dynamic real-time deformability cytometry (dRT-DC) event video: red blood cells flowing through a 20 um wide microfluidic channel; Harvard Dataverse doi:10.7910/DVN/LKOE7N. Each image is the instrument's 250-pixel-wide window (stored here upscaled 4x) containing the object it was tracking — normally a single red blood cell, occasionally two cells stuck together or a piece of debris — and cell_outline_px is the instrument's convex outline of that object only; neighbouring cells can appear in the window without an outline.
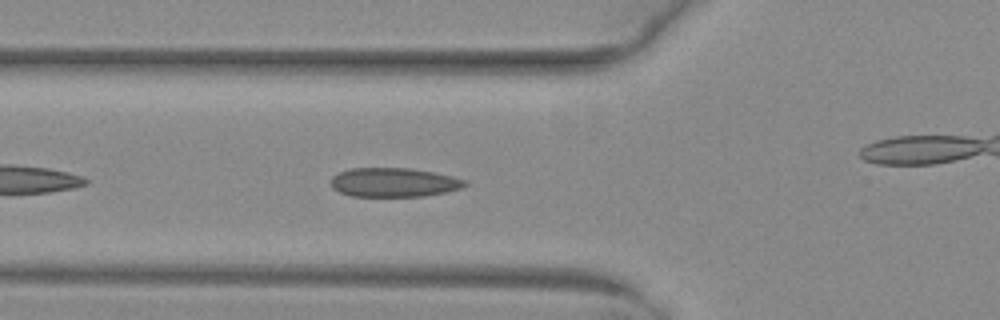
{"species": "common noctule bat (a hibernating species)", "species_latin": "Nyctalus noctula", "temperature_condition": "warm", "stored_images_in_passage": 38, "camera_frame_rate_fps": 3000, "um_per_image_px": 0.085, "animal": {"sex": "female", "body_mass_g": 29.2, "forearm_length_mm": 56.3}, "frame": {"image": 1, "passage_image": 5, "time_ms": 1.333, "image_size_px": [1000, 320], "cell_outline_px": [[468, 184], [460, 188], [444, 192], [424, 196], [352, 196], [340, 192], [332, 188], [332, 176], [340, 172], [352, 168], [412, 168], [452, 176], [468, 180]], "centroid_in_image_um": [33.49, 15.5], "position_along_channel_um": 92.3, "area_um2": 22.6}}
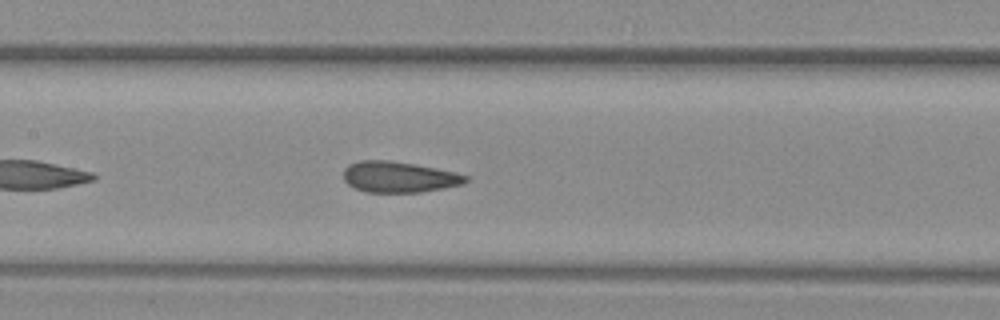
{"frame": {"image": 2, "passage_image": 11, "time_ms": 3.333, "image_size_px": [1000, 320], "cell_outline_px": [[472, 176], [464, 184], [444, 188], [420, 192], [364, 192], [348, 184], [344, 180], [344, 168], [348, 164], [360, 160], [388, 160], [436, 168], [456, 172]], "centroid_in_image_um": [33.94, 15.04], "position_along_channel_um": 173.5, "area_um2": 22.14}}
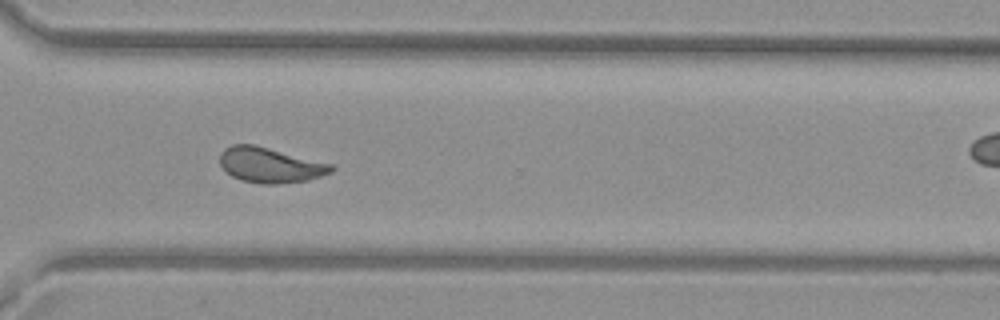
{"frame": {"image": 3, "passage_image": 24, "time_ms": 7.667, "image_size_px": [1000, 320], "cell_outline_px": [[336, 168], [332, 172], [308, 180], [276, 184], [260, 184], [240, 180], [232, 176], [220, 164], [220, 152], [224, 148], [232, 144], [252, 144], [332, 164]], "centroid_in_image_um": [22.95, 14.04], "position_along_channel_um": 347.7, "area_um2": 22.72}, "authors_computed_cell_mechanics": {"area_um2": 22.5709, "velocity_mm_per_s": 4.0255, "shape_relaxation_time_tau1_ms": null, "shape_relaxation_time_tau2_ms": 1.1443, "deformation_change_tau1": null, "deformation_change_tau2": 0.0712}}